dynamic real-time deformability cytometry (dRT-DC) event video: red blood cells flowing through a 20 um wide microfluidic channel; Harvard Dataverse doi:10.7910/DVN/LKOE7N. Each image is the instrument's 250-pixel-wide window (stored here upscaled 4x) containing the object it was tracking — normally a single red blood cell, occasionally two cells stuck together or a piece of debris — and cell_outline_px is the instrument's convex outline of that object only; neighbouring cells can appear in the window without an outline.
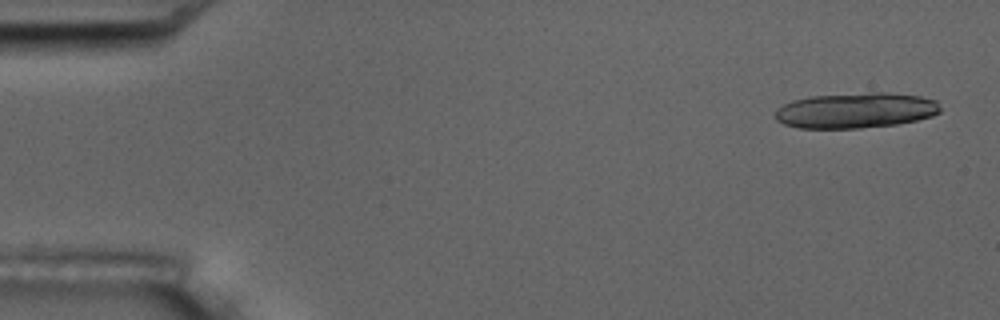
{"species": "common noctule bat (a hibernating species)", "species_latin": "Nyctalus noctula", "temperature_condition": "room temperature", "stored_images_in_passage": 6, "camera_frame_rate_fps": 3000, "um_per_image_px": 0.085, "animal": {"sex": "male", "body_mass_g": 17.5, "forearm_length_mm": 52.3}, "frame": {"image": 1, "passage_image": 1, "time_ms": 0.0, "image_size_px": [1000, 320], "cell_outline_px": [[940, 112], [932, 116], [916, 120], [896, 124], [860, 128], [796, 128], [784, 124], [776, 120], [772, 116], [776, 108], [792, 100], [812, 96], [868, 92], [888, 92], [920, 96], [936, 100], [940, 108]], "centroid_in_image_um": [72.69, 9.38], "position_along_channel_um": 12.3, "area_um2": 34.39}}